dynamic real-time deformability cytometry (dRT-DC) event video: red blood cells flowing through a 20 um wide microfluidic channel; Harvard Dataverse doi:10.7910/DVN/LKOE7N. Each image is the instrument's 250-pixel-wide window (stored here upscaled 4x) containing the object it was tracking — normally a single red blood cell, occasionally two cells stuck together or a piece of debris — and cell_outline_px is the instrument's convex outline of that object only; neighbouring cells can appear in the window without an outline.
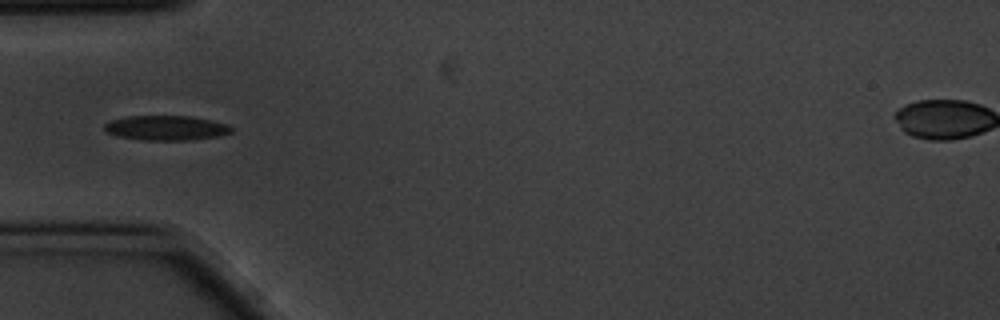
{"species": "common noctule bat (a hibernating species)", "species_latin": "Nyctalus noctula", "temperature_condition": "cold", "stored_images_in_passage": 12, "segment_of_instrument_passage": [1, 2], "camera_frame_rate_fps": 3000, "um_per_image_px": 0.085, "animal": {"sex": "male", "body_mass_g": 20.1, "forearm_length_mm": 53.5}, "frame": {"image": 1, "passage_image": 1, "time_ms": 0.0, "image_size_px": [1000, 320], "cell_outline_px": [[232, 132], [216, 136], [192, 140], [144, 140], [116, 136], [108, 132], [104, 128], [104, 124], [108, 120], [124, 116], [192, 116], [212, 120], [228, 124], [232, 128]], "centroid_in_image_um": [14.09, 10.86], "position_along_channel_um": 70.9, "area_um2": 18.44}}
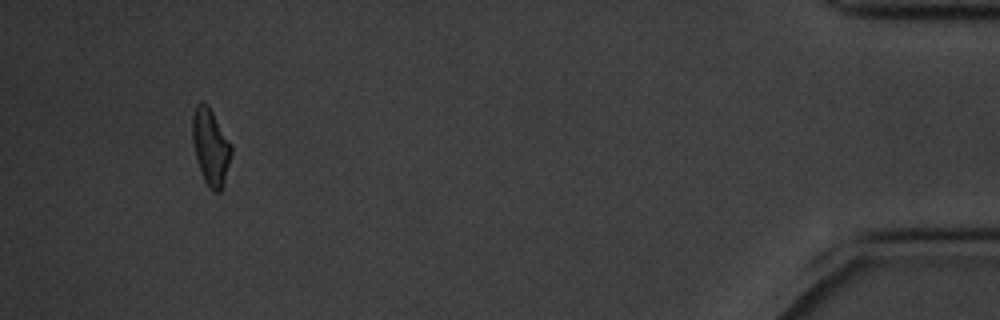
{"frame": {"image": 2, "passage_image": 10, "time_ms": 3.0, "image_size_px": [1000, 320], "cell_outline_px": [[232, 152], [224, 180], [220, 192], [216, 192], [208, 188], [204, 180], [196, 156], [192, 140], [192, 116], [196, 104], [200, 100], [208, 104], [232, 144]], "centroid_in_image_um": [17.9, 12.43], "position_along_channel_um": 417.3, "area_um2": 17.28}}